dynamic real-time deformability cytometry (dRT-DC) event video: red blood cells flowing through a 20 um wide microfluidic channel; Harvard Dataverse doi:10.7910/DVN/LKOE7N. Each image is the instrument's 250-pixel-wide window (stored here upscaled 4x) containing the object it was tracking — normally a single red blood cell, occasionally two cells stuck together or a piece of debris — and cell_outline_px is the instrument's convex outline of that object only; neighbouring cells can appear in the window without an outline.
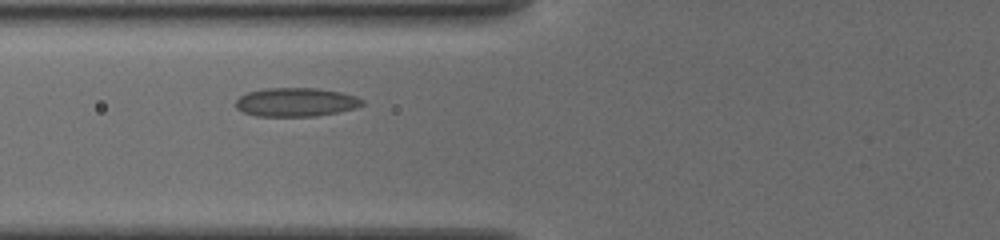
{"species": "common noctule bat (a hibernating species)", "species_latin": "Nyctalus noctula", "temperature_condition": "cold", "stored_images_in_passage": 13, "camera_frame_rate_fps": 3000, "um_per_image_px": 0.085, "animal": {"sex": "female", "body_mass_g": 19.5, "forearm_length_mm": 54.1}, "frame": {"image": 1, "passage_image": 2, "time_ms": 0.667, "image_size_px": [1000, 240], "cell_outline_px": [[364, 104], [356, 108], [316, 116], [256, 116], [244, 112], [236, 108], [236, 100], [240, 96], [248, 92], [264, 88], [316, 88], [340, 92], [356, 96], [364, 100]], "centroid_in_image_um": [25.16, 8.68], "position_along_channel_um": 100.6, "area_um2": 21.15}}
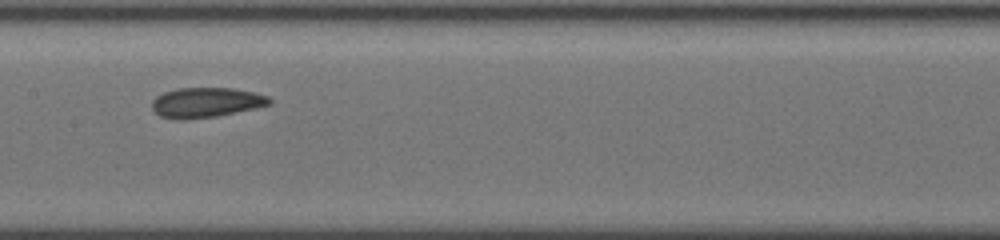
{"frame": {"image": 2, "passage_image": 9, "time_ms": 3.0, "image_size_px": [1000, 240], "cell_outline_px": [[272, 104], [216, 116], [184, 120], [160, 116], [152, 108], [152, 100], [156, 96], [164, 92], [176, 88], [232, 88], [252, 92], [268, 96], [272, 100]], "centroid_in_image_um": [17.5, 8.7], "position_along_channel_um": 189.9, "area_um2": 20.35}}
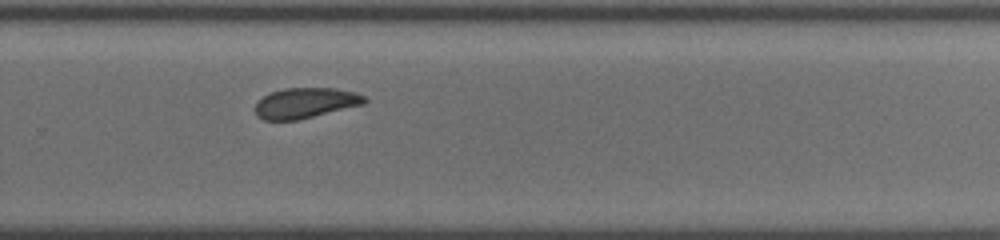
{"frame": {"image": 3, "passage_image": 13, "time_ms": 6.0, "image_size_px": [1000, 240], "cell_outline_px": [[368, 100], [364, 104], [296, 120], [264, 120], [256, 116], [256, 104], [264, 96], [272, 92], [284, 88], [336, 88], [356, 92], [364, 96]], "centroid_in_image_um": [25.98, 8.74], "position_along_channel_um": 303.8, "area_um2": 19.19}}